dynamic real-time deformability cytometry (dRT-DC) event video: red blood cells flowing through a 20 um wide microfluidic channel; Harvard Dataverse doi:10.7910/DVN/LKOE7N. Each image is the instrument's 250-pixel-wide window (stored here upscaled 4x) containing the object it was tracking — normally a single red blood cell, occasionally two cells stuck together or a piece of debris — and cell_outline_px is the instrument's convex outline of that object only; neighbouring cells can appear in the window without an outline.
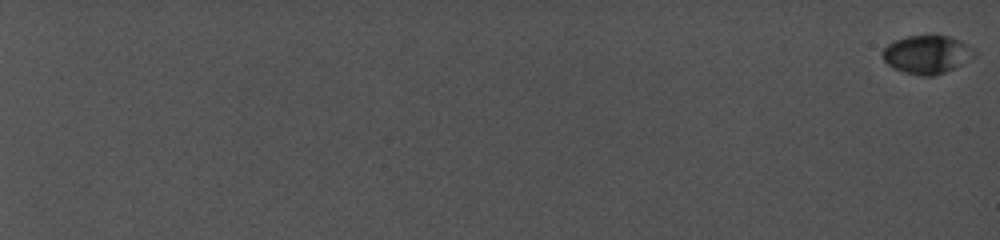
{"species": "common noctule bat (a hibernating species)", "species_latin": "Nyctalus noctula", "temperature_condition": "cold", "stored_images_in_passage": 19, "camera_frame_rate_fps": 5000, "um_per_image_px": 0.085, "animal": {"sex": "female", "body_mass_g": 19.0, "forearm_length_mm": 56.7}, "frame": {"image": 1, "passage_image": 1, "time_ms": 0.0, "image_size_px": [1000, 240], "cell_outline_px": [[980, 52], [976, 56], [936, 76], [920, 76], [904, 72], [892, 68], [884, 60], [884, 48], [888, 44], [896, 40], [908, 36], [948, 36], [960, 40], [968, 44]], "centroid_in_image_um": [78.84, 4.63], "position_along_channel_um": 6.2, "area_um2": 20.4}}
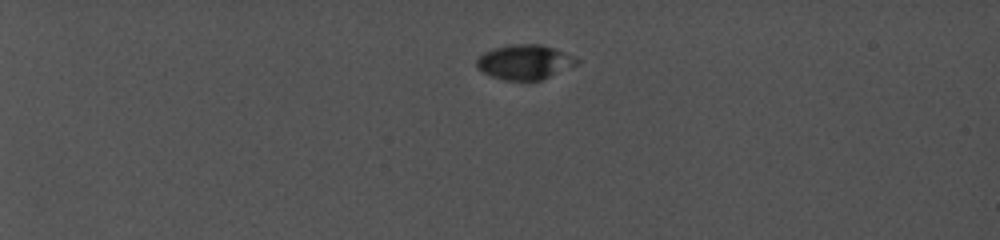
{"frame": {"image": 2, "passage_image": 14, "time_ms": 6.4, "image_size_px": [1000, 240], "cell_outline_px": [[580, 64], [540, 80], [504, 80], [492, 76], [476, 68], [476, 60], [484, 52], [496, 48], [516, 44], [540, 44], [576, 56], [580, 60]], "centroid_in_image_um": [44.64, 5.28], "position_along_channel_um": 40.4, "area_um2": 20.17}}